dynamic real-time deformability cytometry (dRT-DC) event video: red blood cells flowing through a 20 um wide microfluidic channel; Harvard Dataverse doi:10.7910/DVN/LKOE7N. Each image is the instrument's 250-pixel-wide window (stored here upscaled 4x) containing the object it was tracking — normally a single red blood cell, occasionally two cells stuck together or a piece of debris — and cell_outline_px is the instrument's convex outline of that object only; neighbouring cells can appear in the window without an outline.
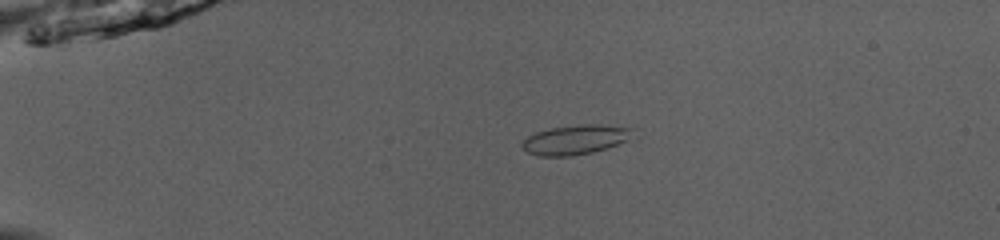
{"species": "common noctule bat (a hibernating species)", "species_latin": "Nyctalus noctula", "temperature_condition": "room temperature", "stored_images_in_passage": 46, "camera_frame_rate_fps": 3000, "um_per_image_px": 0.085, "animal": {"sex": "male", "body_mass_g": 13.0, "forearm_length_mm": 53.1}, "frame": {"image": 1, "passage_image": 8, "time_ms": 2.333, "image_size_px": [1000, 240], "cell_outline_px": [[632, 128], [628, 140], [608, 148], [592, 152], [572, 156], [540, 156], [528, 152], [520, 144], [528, 136], [536, 132], [552, 128], [580, 124], [600, 124]], "centroid_in_image_um": [48.89, 11.87], "position_along_channel_um": 36.1, "area_um2": 18.84}}
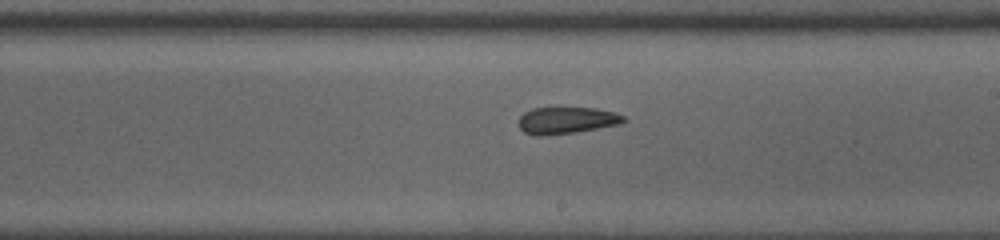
{"frame": {"image": 2, "passage_image": 27, "time_ms": 8.667, "image_size_px": [1000, 240], "cell_outline_px": [[628, 120], [620, 124], [576, 132], [544, 136], [532, 136], [524, 132], [520, 128], [520, 116], [524, 112], [532, 108], [596, 108], [612, 112], [624, 116]], "centroid_in_image_um": [48.15, 10.24], "position_along_channel_um": 240.9, "area_um2": 16.42}}
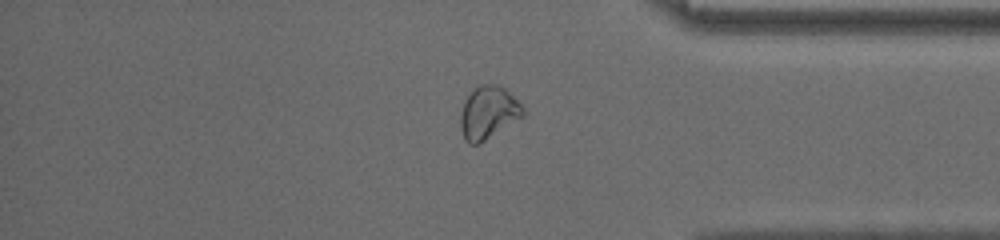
{"frame": {"image": 3, "passage_image": 39, "time_ms": 12.667, "image_size_px": [1000, 240], "cell_outline_px": [[524, 116], [480, 144], [468, 144], [464, 140], [460, 128], [460, 112], [464, 100], [480, 84], [496, 84], [504, 88], [524, 108]], "centroid_in_image_um": [41.48, 9.61], "position_along_channel_um": 393.7, "area_um2": 19.25}, "authors_computed_cell_mechanics": {"area_um2": 17.918, "velocity_mm_per_s": 4.0663, "shape_relaxation_time_tau1_ms": null, "shape_relaxation_time_tau2_ms": 1.7532, "deformation_change_tau1": null, "deformation_change_tau2": 0.0699}}